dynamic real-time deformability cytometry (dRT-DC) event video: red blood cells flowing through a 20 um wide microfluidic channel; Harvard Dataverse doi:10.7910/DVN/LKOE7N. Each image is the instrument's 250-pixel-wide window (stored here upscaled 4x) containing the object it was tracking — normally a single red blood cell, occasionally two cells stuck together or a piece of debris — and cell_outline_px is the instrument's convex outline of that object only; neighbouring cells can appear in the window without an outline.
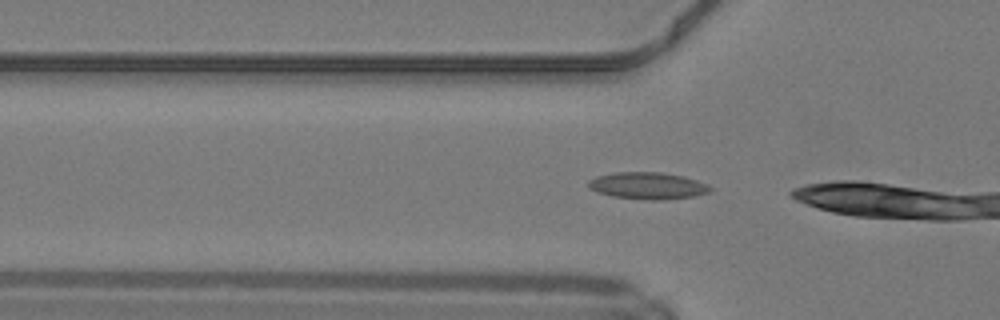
{"species": "common noctule bat (a hibernating species)", "species_latin": "Nyctalus noctula", "temperature_condition": "warm", "stored_images_in_passage": 5, "camera_frame_rate_fps": 3000, "um_per_image_px": 0.085, "animal": {"sex": "male", "body_mass_g": 19.2, "forearm_length_mm": 51.8}, "frame": {"image": 1, "passage_image": 2, "time_ms": 0.333, "image_size_px": [1000, 320], "cell_outline_px": [[712, 188], [708, 192], [692, 196], [664, 200], [648, 200], [612, 196], [596, 192], [588, 188], [588, 180], [596, 176], [616, 172], [660, 172], [684, 176], [708, 184]], "centroid_in_image_um": [55.02, 15.78], "position_along_channel_um": 70.8, "area_um2": 19.13}}